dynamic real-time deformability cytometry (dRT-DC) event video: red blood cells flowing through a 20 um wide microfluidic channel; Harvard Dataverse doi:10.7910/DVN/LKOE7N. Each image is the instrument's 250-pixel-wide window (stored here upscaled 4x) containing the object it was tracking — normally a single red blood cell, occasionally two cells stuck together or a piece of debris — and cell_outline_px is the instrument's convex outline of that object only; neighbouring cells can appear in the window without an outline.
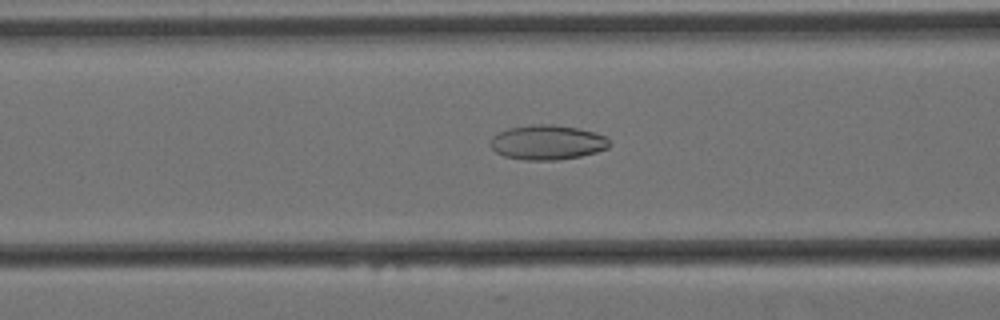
{"species": "Egyptian fruit bat (a non-hibernating species)", "species_latin": "Rousettus aegyptiacus", "temperature_condition": "cold", "stored_images_in_passage": 58, "camera_frame_rate_fps": 3000, "um_per_image_px": 0.085, "animal": {"sex": "female"}, "frame": {"image": 1, "passage_image": 22, "time_ms": 7.0, "image_size_px": [1000, 320], "cell_outline_px": [[612, 144], [608, 148], [596, 152], [580, 156], [556, 160], [524, 160], [504, 156], [496, 152], [488, 144], [488, 140], [492, 136], [508, 128], [532, 124], [552, 124], [576, 128], [592, 132], [604, 136]], "centroid_in_image_um": [46.48, 12.1], "position_along_channel_um": 120.1, "area_um2": 24.1}}
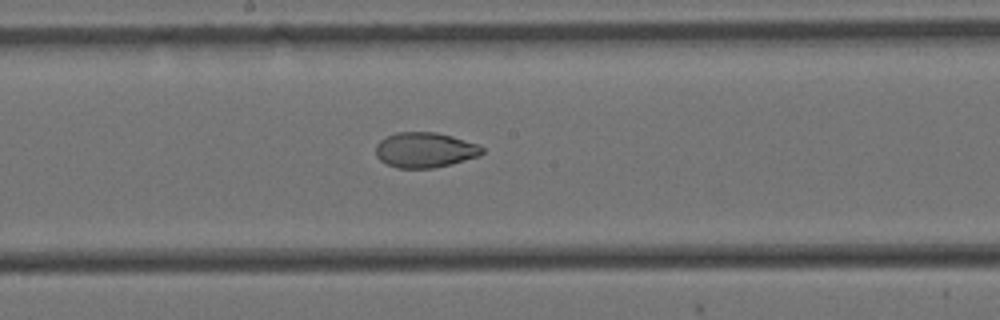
{"frame": {"image": 2, "passage_image": 30, "time_ms": 9.667, "image_size_px": [1000, 320], "cell_outline_px": [[484, 152], [480, 156], [452, 164], [432, 168], [396, 168], [380, 160], [376, 156], [376, 144], [380, 140], [396, 132], [436, 132], [452, 136], [480, 144], [484, 148]], "centroid_in_image_um": [36.15, 12.75], "position_along_channel_um": 212.0, "area_um2": 22.02}}
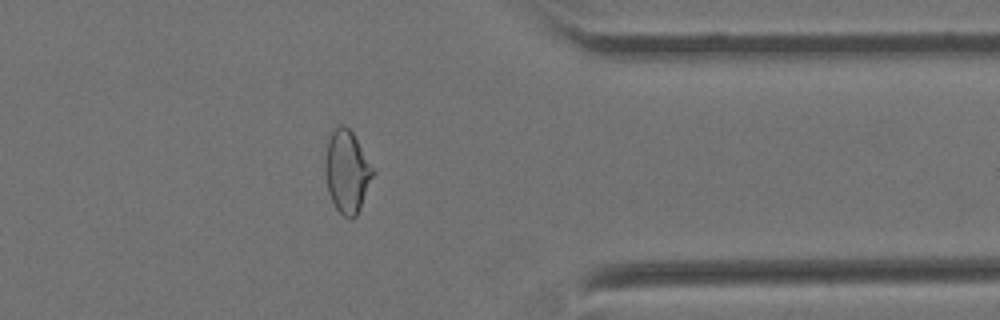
{"frame": {"image": 3, "passage_image": 46, "time_ms": 15.0, "image_size_px": [1000, 320], "cell_outline_px": [[376, 172], [360, 208], [356, 216], [352, 220], [348, 220], [336, 208], [328, 192], [324, 168], [324, 160], [328, 140], [332, 132], [340, 124], [344, 124], [352, 132]], "centroid_in_image_um": [29.5, 14.6], "position_along_channel_um": 381.9, "area_um2": 23.06}, "authors_computed_cell_mechanics": {"area_um2": 24.5939, "velocity_mm_per_s": 3.4421, "shape_relaxation_time_tau1_ms": null, "shape_relaxation_time_tau2_ms": 2.3405, "deformation_change_tau1": null, "deformation_change_tau2": 0.0647}}